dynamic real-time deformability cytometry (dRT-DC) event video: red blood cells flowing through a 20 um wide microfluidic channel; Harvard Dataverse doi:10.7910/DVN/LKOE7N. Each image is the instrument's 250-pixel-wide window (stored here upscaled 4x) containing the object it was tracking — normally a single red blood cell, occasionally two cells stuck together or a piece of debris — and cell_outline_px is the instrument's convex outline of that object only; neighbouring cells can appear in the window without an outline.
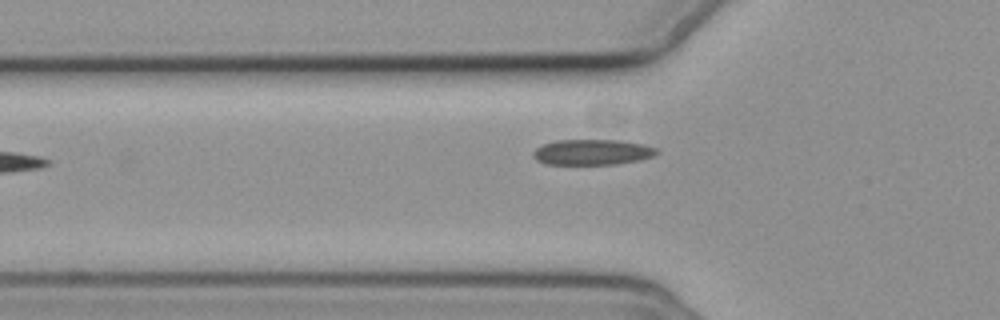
{"species": "common noctule bat (a hibernating species)", "species_latin": "Nyctalus noctula", "temperature_condition": "cold", "stored_images_in_passage": 5, "camera_frame_rate_fps": 3000, "um_per_image_px": 0.085, "animal": {"sex": "female", "body_mass_g": 19.3, "forearm_length_mm": 54.1}, "frame": {"image": 1, "passage_image": 5, "time_ms": 5.667, "image_size_px": [1000, 320], "cell_outline_px": [[660, 152], [652, 156], [640, 160], [616, 164], [544, 164], [536, 160], [532, 156], [532, 152], [536, 148], [544, 144], [556, 140], [620, 140], [644, 144], [656, 148]], "centroid_in_image_um": [50.34, 12.93], "position_along_channel_um": 75.5, "area_um2": 18.5}}